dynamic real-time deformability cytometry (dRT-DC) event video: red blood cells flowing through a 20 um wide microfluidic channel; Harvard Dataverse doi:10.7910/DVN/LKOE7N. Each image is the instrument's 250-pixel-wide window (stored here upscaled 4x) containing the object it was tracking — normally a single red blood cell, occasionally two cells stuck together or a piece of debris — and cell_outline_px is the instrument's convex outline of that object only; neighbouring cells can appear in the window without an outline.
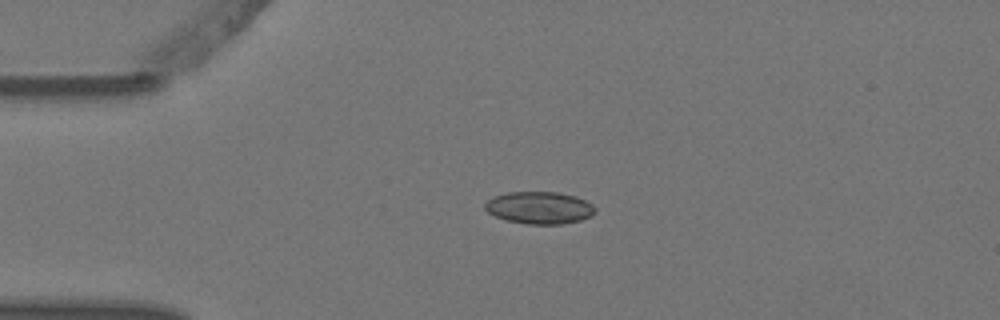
{"species": "Egyptian fruit bat (a non-hibernating species)", "species_latin": "Rousettus aegyptiacus", "temperature_condition": "warm", "stored_images_in_passage": 2, "camera_frame_rate_fps": 3000, "um_per_image_px": 0.085, "animal": {"sex": "female"}, "frame": {"image": 1, "passage_image": 1, "time_ms": 0.0, "image_size_px": [1000, 320], "cell_outline_px": [[596, 212], [592, 216], [580, 220], [560, 224], [528, 224], [508, 220], [496, 216], [488, 212], [484, 208], [484, 204], [492, 196], [508, 192], [556, 192], [576, 196], [592, 204], [596, 208]], "centroid_in_image_um": [45.86, 17.65], "position_along_channel_um": 39.1, "area_um2": 20.69}}